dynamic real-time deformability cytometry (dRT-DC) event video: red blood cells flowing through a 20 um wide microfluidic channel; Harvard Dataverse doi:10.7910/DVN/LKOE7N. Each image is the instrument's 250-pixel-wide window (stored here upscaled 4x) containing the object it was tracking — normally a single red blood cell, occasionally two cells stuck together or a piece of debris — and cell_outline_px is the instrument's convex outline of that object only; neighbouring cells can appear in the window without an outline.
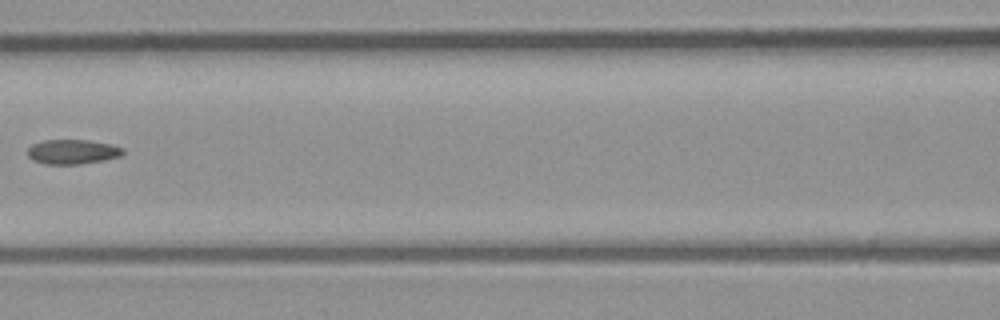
{"species": "common noctule bat (a hibernating species)", "species_latin": "Nyctalus noctula", "temperature_condition": "room temperature", "stored_images_in_passage": 8, "segment_of_instrument_passage": [2, 2], "camera_frame_rate_fps": 3000, "um_per_image_px": 0.085, "animal": {"sex": "male", "body_mass_g": 23.1, "forearm_length_mm": 52.7}, "frame": {"image": 1, "passage_image": 7, "time_ms": 2.0, "image_size_px": [1000, 320], "cell_outline_px": [[124, 152], [120, 156], [104, 160], [80, 164], [44, 164], [28, 156], [28, 148], [32, 144], [44, 140], [88, 140], [112, 144], [124, 148]], "centroid_in_image_um": [6.19, 12.89], "position_along_channel_um": 160.4, "area_um2": 13.64}}
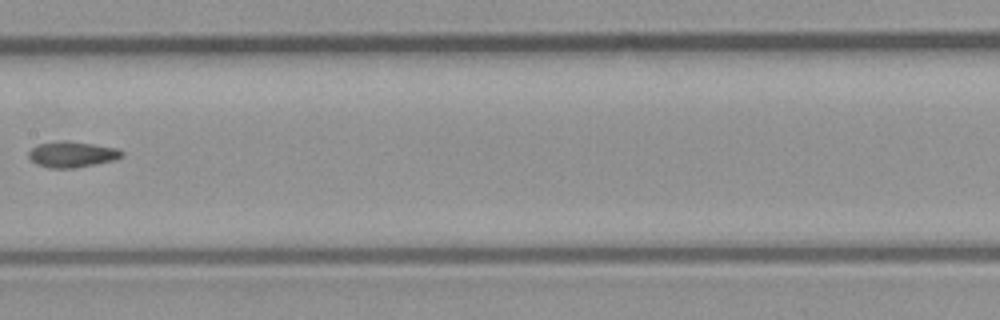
{"frame": {"image": 2, "passage_image": 8, "time_ms": 2.333, "image_size_px": [1000, 320], "cell_outline_px": [[124, 156], [116, 160], [72, 168], [48, 168], [36, 164], [28, 156], [28, 152], [32, 148], [40, 144], [64, 140], [68, 140], [116, 148], [124, 152]], "centroid_in_image_um": [6.14, 13.12], "position_along_channel_um": 201.3, "area_um2": 13.99}}